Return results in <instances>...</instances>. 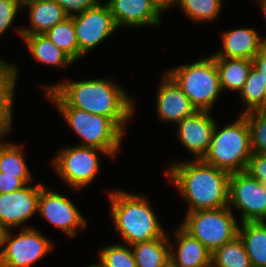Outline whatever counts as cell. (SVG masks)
<instances>
[{
	"instance_id": "6da1fadb",
	"label": "cell",
	"mask_w": 266,
	"mask_h": 267,
	"mask_svg": "<svg viewBox=\"0 0 266 267\" xmlns=\"http://www.w3.org/2000/svg\"><path fill=\"white\" fill-rule=\"evenodd\" d=\"M46 94L57 108H78L112 119L123 131L133 116V101L111 80L93 79L50 85Z\"/></svg>"
},
{
	"instance_id": "7a4b0ae2",
	"label": "cell",
	"mask_w": 266,
	"mask_h": 267,
	"mask_svg": "<svg viewBox=\"0 0 266 267\" xmlns=\"http://www.w3.org/2000/svg\"><path fill=\"white\" fill-rule=\"evenodd\" d=\"M165 174L189 203L188 212L229 207L228 171L193 160L172 163Z\"/></svg>"
},
{
	"instance_id": "3957f363",
	"label": "cell",
	"mask_w": 266,
	"mask_h": 267,
	"mask_svg": "<svg viewBox=\"0 0 266 267\" xmlns=\"http://www.w3.org/2000/svg\"><path fill=\"white\" fill-rule=\"evenodd\" d=\"M108 194L115 230L128 247L166 235L145 196L121 190H114Z\"/></svg>"
},
{
	"instance_id": "277c9868",
	"label": "cell",
	"mask_w": 266,
	"mask_h": 267,
	"mask_svg": "<svg viewBox=\"0 0 266 267\" xmlns=\"http://www.w3.org/2000/svg\"><path fill=\"white\" fill-rule=\"evenodd\" d=\"M228 125L218 131L215 124L211 142L201 161L229 173L243 172L252 155L250 128L243 115Z\"/></svg>"
},
{
	"instance_id": "5b68a950",
	"label": "cell",
	"mask_w": 266,
	"mask_h": 267,
	"mask_svg": "<svg viewBox=\"0 0 266 267\" xmlns=\"http://www.w3.org/2000/svg\"><path fill=\"white\" fill-rule=\"evenodd\" d=\"M166 73L181 88L197 110L210 111L221 93L219 73L214 56L179 66Z\"/></svg>"
},
{
	"instance_id": "8992f818",
	"label": "cell",
	"mask_w": 266,
	"mask_h": 267,
	"mask_svg": "<svg viewBox=\"0 0 266 267\" xmlns=\"http://www.w3.org/2000/svg\"><path fill=\"white\" fill-rule=\"evenodd\" d=\"M181 227L212 254L238 236L239 225L230 207L187 212Z\"/></svg>"
},
{
	"instance_id": "52a82bcc",
	"label": "cell",
	"mask_w": 266,
	"mask_h": 267,
	"mask_svg": "<svg viewBox=\"0 0 266 267\" xmlns=\"http://www.w3.org/2000/svg\"><path fill=\"white\" fill-rule=\"evenodd\" d=\"M76 135L84 140L80 146L95 147L114 158L120 148L124 131L110 118L91 114L78 108H58Z\"/></svg>"
},
{
	"instance_id": "ba28073f",
	"label": "cell",
	"mask_w": 266,
	"mask_h": 267,
	"mask_svg": "<svg viewBox=\"0 0 266 267\" xmlns=\"http://www.w3.org/2000/svg\"><path fill=\"white\" fill-rule=\"evenodd\" d=\"M98 151L110 157L108 152L95 147H66L53 159L52 166L65 183L73 189H82L90 184L99 172Z\"/></svg>"
},
{
	"instance_id": "9c48e42d",
	"label": "cell",
	"mask_w": 266,
	"mask_h": 267,
	"mask_svg": "<svg viewBox=\"0 0 266 267\" xmlns=\"http://www.w3.org/2000/svg\"><path fill=\"white\" fill-rule=\"evenodd\" d=\"M2 246L0 267H29L53 249L51 241L31 227L23 228L16 237L5 231Z\"/></svg>"
},
{
	"instance_id": "30bf717a",
	"label": "cell",
	"mask_w": 266,
	"mask_h": 267,
	"mask_svg": "<svg viewBox=\"0 0 266 267\" xmlns=\"http://www.w3.org/2000/svg\"><path fill=\"white\" fill-rule=\"evenodd\" d=\"M241 211V223L266 221V186L246 171L230 173L229 204Z\"/></svg>"
},
{
	"instance_id": "8fae6325",
	"label": "cell",
	"mask_w": 266,
	"mask_h": 267,
	"mask_svg": "<svg viewBox=\"0 0 266 267\" xmlns=\"http://www.w3.org/2000/svg\"><path fill=\"white\" fill-rule=\"evenodd\" d=\"M79 57L94 49L118 28L108 5L98 2L94 7L73 16Z\"/></svg>"
},
{
	"instance_id": "7c38bea8",
	"label": "cell",
	"mask_w": 266,
	"mask_h": 267,
	"mask_svg": "<svg viewBox=\"0 0 266 267\" xmlns=\"http://www.w3.org/2000/svg\"><path fill=\"white\" fill-rule=\"evenodd\" d=\"M38 214L54 226L73 238L79 228H85L87 221L67 197L50 191L45 186L41 189L38 200Z\"/></svg>"
},
{
	"instance_id": "4fadbf2b",
	"label": "cell",
	"mask_w": 266,
	"mask_h": 267,
	"mask_svg": "<svg viewBox=\"0 0 266 267\" xmlns=\"http://www.w3.org/2000/svg\"><path fill=\"white\" fill-rule=\"evenodd\" d=\"M44 186H24L14 192L0 194V224L7 231L38 213V200Z\"/></svg>"
},
{
	"instance_id": "5bb4252c",
	"label": "cell",
	"mask_w": 266,
	"mask_h": 267,
	"mask_svg": "<svg viewBox=\"0 0 266 267\" xmlns=\"http://www.w3.org/2000/svg\"><path fill=\"white\" fill-rule=\"evenodd\" d=\"M209 112L198 110L178 123L179 140L194 155V160L203 158L211 142L216 121Z\"/></svg>"
},
{
	"instance_id": "9a60e30c",
	"label": "cell",
	"mask_w": 266,
	"mask_h": 267,
	"mask_svg": "<svg viewBox=\"0 0 266 267\" xmlns=\"http://www.w3.org/2000/svg\"><path fill=\"white\" fill-rule=\"evenodd\" d=\"M156 102L158 115L163 121L178 124L198 111L167 73L159 85Z\"/></svg>"
},
{
	"instance_id": "2e32d148",
	"label": "cell",
	"mask_w": 266,
	"mask_h": 267,
	"mask_svg": "<svg viewBox=\"0 0 266 267\" xmlns=\"http://www.w3.org/2000/svg\"><path fill=\"white\" fill-rule=\"evenodd\" d=\"M106 4L118 28L156 26L161 20V12L151 0H108Z\"/></svg>"
},
{
	"instance_id": "e0dca14e",
	"label": "cell",
	"mask_w": 266,
	"mask_h": 267,
	"mask_svg": "<svg viewBox=\"0 0 266 267\" xmlns=\"http://www.w3.org/2000/svg\"><path fill=\"white\" fill-rule=\"evenodd\" d=\"M177 238L176 253L170 243L171 267H211L212 253L181 226L175 232ZM177 254V255H175Z\"/></svg>"
},
{
	"instance_id": "ac0fdd59",
	"label": "cell",
	"mask_w": 266,
	"mask_h": 267,
	"mask_svg": "<svg viewBox=\"0 0 266 267\" xmlns=\"http://www.w3.org/2000/svg\"><path fill=\"white\" fill-rule=\"evenodd\" d=\"M223 49L215 53L214 58H239L252 60L266 45L256 30L238 28L224 33L222 37Z\"/></svg>"
},
{
	"instance_id": "d6986e66",
	"label": "cell",
	"mask_w": 266,
	"mask_h": 267,
	"mask_svg": "<svg viewBox=\"0 0 266 267\" xmlns=\"http://www.w3.org/2000/svg\"><path fill=\"white\" fill-rule=\"evenodd\" d=\"M23 6L29 8L31 28L16 29L21 35L44 34L56 24L65 21L69 16L53 0H23Z\"/></svg>"
},
{
	"instance_id": "ffe728a7",
	"label": "cell",
	"mask_w": 266,
	"mask_h": 267,
	"mask_svg": "<svg viewBox=\"0 0 266 267\" xmlns=\"http://www.w3.org/2000/svg\"><path fill=\"white\" fill-rule=\"evenodd\" d=\"M238 236L252 267H266V221L241 223Z\"/></svg>"
},
{
	"instance_id": "44dd1931",
	"label": "cell",
	"mask_w": 266,
	"mask_h": 267,
	"mask_svg": "<svg viewBox=\"0 0 266 267\" xmlns=\"http://www.w3.org/2000/svg\"><path fill=\"white\" fill-rule=\"evenodd\" d=\"M165 235L131 245L137 267H169L170 241Z\"/></svg>"
},
{
	"instance_id": "7402d4cb",
	"label": "cell",
	"mask_w": 266,
	"mask_h": 267,
	"mask_svg": "<svg viewBox=\"0 0 266 267\" xmlns=\"http://www.w3.org/2000/svg\"><path fill=\"white\" fill-rule=\"evenodd\" d=\"M18 69L3 62L0 65V134H8L12 128V107Z\"/></svg>"
},
{
	"instance_id": "603a6c76",
	"label": "cell",
	"mask_w": 266,
	"mask_h": 267,
	"mask_svg": "<svg viewBox=\"0 0 266 267\" xmlns=\"http://www.w3.org/2000/svg\"><path fill=\"white\" fill-rule=\"evenodd\" d=\"M22 38L32 57L41 63L60 68L74 62L44 34L22 35Z\"/></svg>"
},
{
	"instance_id": "cb8c5ba5",
	"label": "cell",
	"mask_w": 266,
	"mask_h": 267,
	"mask_svg": "<svg viewBox=\"0 0 266 267\" xmlns=\"http://www.w3.org/2000/svg\"><path fill=\"white\" fill-rule=\"evenodd\" d=\"M222 91L228 88L241 91L251 70L252 60L239 58H214Z\"/></svg>"
},
{
	"instance_id": "d4e9b609",
	"label": "cell",
	"mask_w": 266,
	"mask_h": 267,
	"mask_svg": "<svg viewBox=\"0 0 266 267\" xmlns=\"http://www.w3.org/2000/svg\"><path fill=\"white\" fill-rule=\"evenodd\" d=\"M22 147L13 143L0 142V172L3 175H17L26 185L31 177Z\"/></svg>"
},
{
	"instance_id": "484cf974",
	"label": "cell",
	"mask_w": 266,
	"mask_h": 267,
	"mask_svg": "<svg viewBox=\"0 0 266 267\" xmlns=\"http://www.w3.org/2000/svg\"><path fill=\"white\" fill-rule=\"evenodd\" d=\"M240 96L243 99V103L247 105V108L242 114L266 110V84H264L261 73L253 66L240 91Z\"/></svg>"
},
{
	"instance_id": "4316f807",
	"label": "cell",
	"mask_w": 266,
	"mask_h": 267,
	"mask_svg": "<svg viewBox=\"0 0 266 267\" xmlns=\"http://www.w3.org/2000/svg\"><path fill=\"white\" fill-rule=\"evenodd\" d=\"M211 267H252L243 241L237 236L212 254Z\"/></svg>"
},
{
	"instance_id": "83f0119b",
	"label": "cell",
	"mask_w": 266,
	"mask_h": 267,
	"mask_svg": "<svg viewBox=\"0 0 266 267\" xmlns=\"http://www.w3.org/2000/svg\"><path fill=\"white\" fill-rule=\"evenodd\" d=\"M59 49L65 52L74 62L79 58V47L76 39L73 16L56 24L44 33Z\"/></svg>"
},
{
	"instance_id": "f1b7e54d",
	"label": "cell",
	"mask_w": 266,
	"mask_h": 267,
	"mask_svg": "<svg viewBox=\"0 0 266 267\" xmlns=\"http://www.w3.org/2000/svg\"><path fill=\"white\" fill-rule=\"evenodd\" d=\"M178 5L194 22H208L218 17L222 0H179Z\"/></svg>"
},
{
	"instance_id": "f546056e",
	"label": "cell",
	"mask_w": 266,
	"mask_h": 267,
	"mask_svg": "<svg viewBox=\"0 0 266 267\" xmlns=\"http://www.w3.org/2000/svg\"><path fill=\"white\" fill-rule=\"evenodd\" d=\"M120 244L104 247L100 251V267H137L131 246Z\"/></svg>"
},
{
	"instance_id": "4dcf8cb0",
	"label": "cell",
	"mask_w": 266,
	"mask_h": 267,
	"mask_svg": "<svg viewBox=\"0 0 266 267\" xmlns=\"http://www.w3.org/2000/svg\"><path fill=\"white\" fill-rule=\"evenodd\" d=\"M250 128L252 152L266 154V110L242 114Z\"/></svg>"
},
{
	"instance_id": "1f68e13d",
	"label": "cell",
	"mask_w": 266,
	"mask_h": 267,
	"mask_svg": "<svg viewBox=\"0 0 266 267\" xmlns=\"http://www.w3.org/2000/svg\"><path fill=\"white\" fill-rule=\"evenodd\" d=\"M23 0H0V36L12 25Z\"/></svg>"
},
{
	"instance_id": "d6a6232c",
	"label": "cell",
	"mask_w": 266,
	"mask_h": 267,
	"mask_svg": "<svg viewBox=\"0 0 266 267\" xmlns=\"http://www.w3.org/2000/svg\"><path fill=\"white\" fill-rule=\"evenodd\" d=\"M245 171L266 186V154L252 152Z\"/></svg>"
},
{
	"instance_id": "836d02e7",
	"label": "cell",
	"mask_w": 266,
	"mask_h": 267,
	"mask_svg": "<svg viewBox=\"0 0 266 267\" xmlns=\"http://www.w3.org/2000/svg\"><path fill=\"white\" fill-rule=\"evenodd\" d=\"M56 1L69 17L80 14L92 7H94L97 0H53ZM73 12V13H72Z\"/></svg>"
},
{
	"instance_id": "e575fe53",
	"label": "cell",
	"mask_w": 266,
	"mask_h": 267,
	"mask_svg": "<svg viewBox=\"0 0 266 267\" xmlns=\"http://www.w3.org/2000/svg\"><path fill=\"white\" fill-rule=\"evenodd\" d=\"M25 185L17 175H3V172H0V194L14 192Z\"/></svg>"
},
{
	"instance_id": "d590c367",
	"label": "cell",
	"mask_w": 266,
	"mask_h": 267,
	"mask_svg": "<svg viewBox=\"0 0 266 267\" xmlns=\"http://www.w3.org/2000/svg\"><path fill=\"white\" fill-rule=\"evenodd\" d=\"M266 42V38H263ZM252 65L261 73V77L266 84V45L252 59Z\"/></svg>"
},
{
	"instance_id": "8d00e7d4",
	"label": "cell",
	"mask_w": 266,
	"mask_h": 267,
	"mask_svg": "<svg viewBox=\"0 0 266 267\" xmlns=\"http://www.w3.org/2000/svg\"><path fill=\"white\" fill-rule=\"evenodd\" d=\"M160 12L167 10L170 6L178 4L179 0H151Z\"/></svg>"
},
{
	"instance_id": "74e56055",
	"label": "cell",
	"mask_w": 266,
	"mask_h": 267,
	"mask_svg": "<svg viewBox=\"0 0 266 267\" xmlns=\"http://www.w3.org/2000/svg\"><path fill=\"white\" fill-rule=\"evenodd\" d=\"M5 229L3 228V226L0 224V247L3 245V237L5 234Z\"/></svg>"
},
{
	"instance_id": "f35d334b",
	"label": "cell",
	"mask_w": 266,
	"mask_h": 267,
	"mask_svg": "<svg viewBox=\"0 0 266 267\" xmlns=\"http://www.w3.org/2000/svg\"><path fill=\"white\" fill-rule=\"evenodd\" d=\"M259 2H260V4H261V8H262V12H263V14H264V16H265V18H266V0H258Z\"/></svg>"
},
{
	"instance_id": "ab89813d",
	"label": "cell",
	"mask_w": 266,
	"mask_h": 267,
	"mask_svg": "<svg viewBox=\"0 0 266 267\" xmlns=\"http://www.w3.org/2000/svg\"><path fill=\"white\" fill-rule=\"evenodd\" d=\"M88 267H100V266L96 263V264H93V265L88 266Z\"/></svg>"
}]
</instances>
